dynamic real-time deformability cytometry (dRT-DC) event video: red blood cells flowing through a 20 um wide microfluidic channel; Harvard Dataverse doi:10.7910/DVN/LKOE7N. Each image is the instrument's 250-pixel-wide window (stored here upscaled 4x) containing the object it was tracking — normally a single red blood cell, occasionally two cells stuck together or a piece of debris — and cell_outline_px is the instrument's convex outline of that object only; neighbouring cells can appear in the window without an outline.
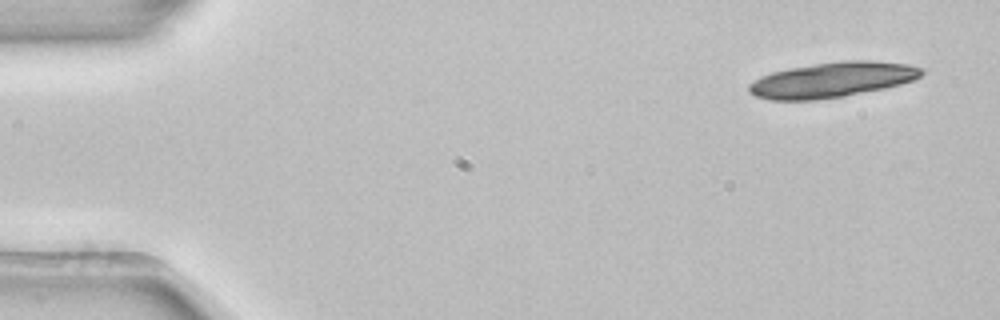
{"species": "common noctule bat (a hibernating species)", "species_latin": "Nyctalus noctula", "temperature_condition": "room temperature", "stored_images_in_passage": 4, "camera_frame_rate_fps": 3000, "um_per_image_px": 0.085, "animal": {"sex": "female", "body_mass_g": 22.7, "forearm_length_mm": 54.2}, "frame": {"image": 1, "passage_image": 1, "time_ms": 0.0, "image_size_px": [1000, 320], "cell_outline_px": [[924, 72], [920, 76], [912, 80], [900, 84], [884, 88], [844, 96], [816, 100], [768, 100], [756, 96], [748, 92], [748, 84], [752, 80], [760, 76], [772, 72], [788, 68], [840, 60], [872, 60], [908, 64], [924, 68]], "centroid_in_image_um": [70.7, 6.78], "position_along_channel_um": 14.3, "area_um2": 35.66}}